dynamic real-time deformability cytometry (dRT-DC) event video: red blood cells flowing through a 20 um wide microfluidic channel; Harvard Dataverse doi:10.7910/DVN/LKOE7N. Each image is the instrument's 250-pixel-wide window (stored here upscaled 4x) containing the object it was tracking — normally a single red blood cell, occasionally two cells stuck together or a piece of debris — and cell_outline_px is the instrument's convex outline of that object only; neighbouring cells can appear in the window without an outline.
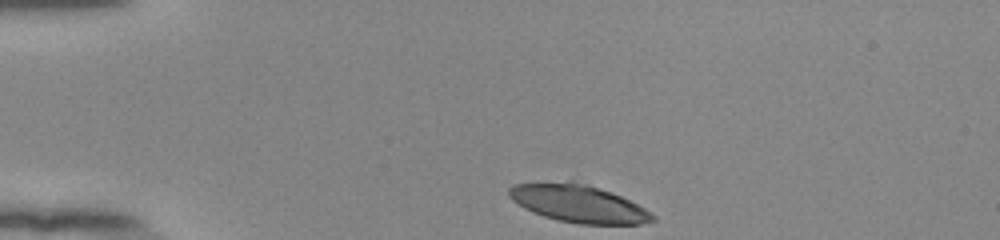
{"species": "human", "species_latin": "Homo sapiens", "temperature_condition": "room temperature", "stored_images_in_passage": 35, "camera_frame_rate_fps": 3000, "um_per_image_px": 0.085, "donor": {"sex": "female"}, "frame": {"image": 1, "passage_image": 1, "time_ms": 0.0, "image_size_px": [1000, 240], "cell_outline_px": [[656, 220], [640, 224], [576, 224], [556, 220], [532, 212], [524, 208], [512, 200], [508, 196], [508, 188], [512, 184], [568, 180], [588, 184], [612, 192], [644, 208], [656, 216]], "centroid_in_image_um": [49.12, 17.29], "position_along_channel_um": 35.9, "area_um2": 31.79}}
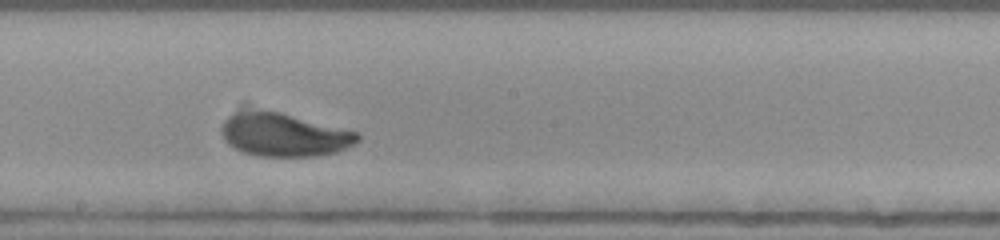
{"frame": {"image": 2, "passage_image": 20, "time_ms": 6.333, "image_size_px": [1000, 240], "cell_outline_px": [[360, 140], [336, 152], [316, 156], [256, 156], [244, 152], [228, 144], [220, 128], [224, 120], [244, 100], [356, 132], [360, 136]], "centroid_in_image_um": [23.98, 11.31], "position_along_channel_um": 224.2, "area_um2": 36.3}}
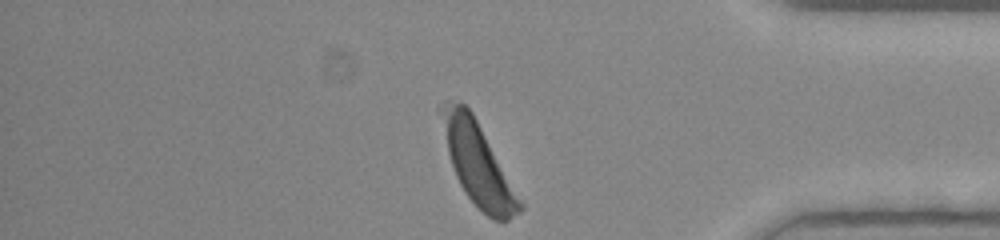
{"frame": {"image": 3, "passage_image": 35, "time_ms": 11.333, "image_size_px": [1000, 240], "cell_outline_px": [[524, 208], [520, 212], [508, 220], [492, 220], [464, 192], [456, 176], [448, 152], [436, 108], [448, 100], [464, 104], [472, 112], [524, 204]], "centroid_in_image_um": [40.59, 13.89], "position_along_channel_um": 394.6, "area_um2": 36.88}, "authors_computed_cell_mechanics": {"area_um2": 36.8764, "velocity_mm_per_s": 3.8284, "shape_relaxation_time_tau1_ms": 2.9499, "shape_relaxation_time_tau2_ms": null, "deformation_change_tau1": 0.1293, "deformation_change_tau2": null}}